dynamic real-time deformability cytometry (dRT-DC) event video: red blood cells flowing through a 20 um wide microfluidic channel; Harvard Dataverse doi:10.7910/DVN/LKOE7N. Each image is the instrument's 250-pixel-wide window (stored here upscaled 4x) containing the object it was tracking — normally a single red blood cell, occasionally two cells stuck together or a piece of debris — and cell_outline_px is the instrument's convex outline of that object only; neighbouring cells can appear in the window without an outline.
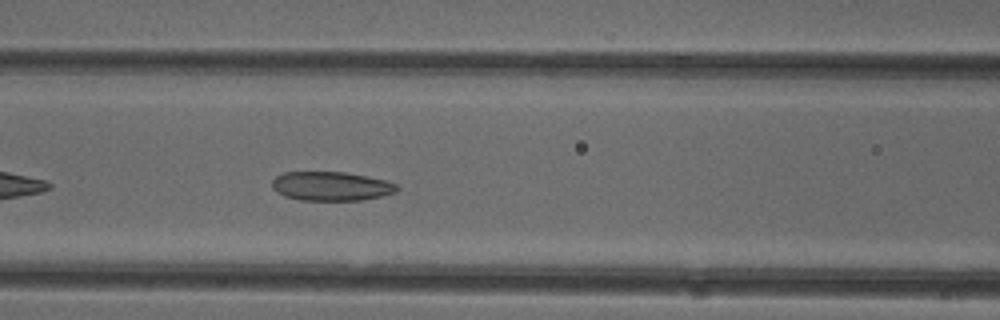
{"species": "common noctule bat (a hibernating species)", "species_latin": "Nyctalus noctula", "temperature_condition": "cold", "stored_images_in_passage": 36, "camera_frame_rate_fps": 3000, "um_per_image_px": 0.085, "animal": {"sex": "female"}, "frame": {"image": 1, "passage_image": 6, "time_ms": 1.667, "image_size_px": [1000, 320], "cell_outline_px": [[400, 188], [396, 192], [384, 196], [360, 200], [300, 200], [284, 196], [276, 192], [272, 188], [272, 180], [276, 176], [284, 172], [344, 172], [384, 180], [396, 184]], "centroid_in_image_um": [28.13, 15.83], "position_along_channel_um": 138.5, "area_um2": 21.15}}
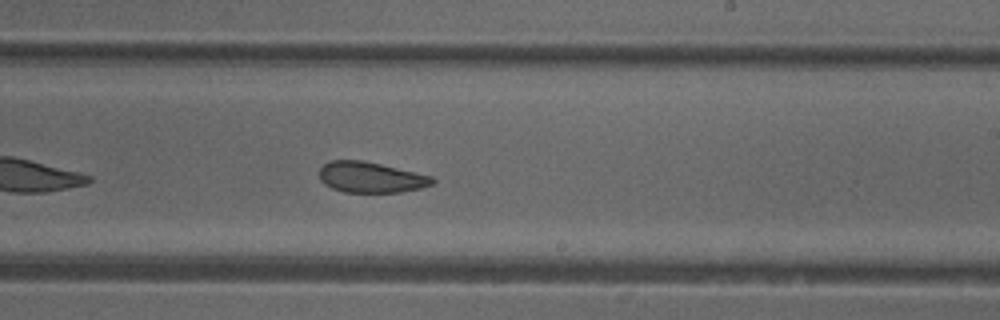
{"frame": {"image": 2, "passage_image": 15, "time_ms": 4.667, "image_size_px": [1000, 320], "cell_outline_px": [[436, 180], [432, 184], [420, 188], [400, 192], [344, 192], [332, 188], [324, 184], [320, 180], [320, 168], [328, 160], [364, 160], [432, 176]], "centroid_in_image_um": [31.5, 15.06], "position_along_channel_um": 257.5, "area_um2": 20.23}}
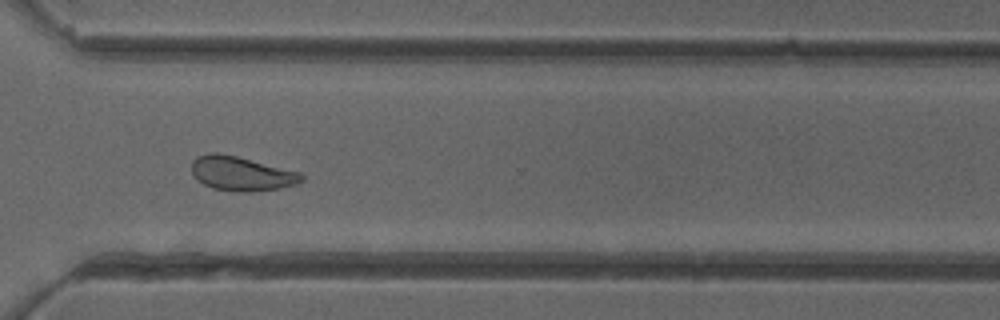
{"frame": {"image": 3, "passage_image": 22, "time_ms": 7.0, "image_size_px": [1000, 320], "cell_outline_px": [[304, 180], [296, 184], [280, 188], [248, 192], [244, 192], [212, 188], [204, 184], [192, 172], [192, 160], [196, 156], [212, 152], [220, 152], [300, 172], [304, 176]], "centroid_in_image_um": [20.53, 14.74], "position_along_channel_um": 350.1, "area_um2": 21.79}, "authors_computed_cell_mechanics": {"area_um2": 21.9062, "velocity_mm_per_s": 3.9755, "shape_relaxation_time_tau1_ms": null, "shape_relaxation_time_tau2_ms": 2.6426, "deformation_change_tau1": null, "deformation_change_tau2": 0.0775}}